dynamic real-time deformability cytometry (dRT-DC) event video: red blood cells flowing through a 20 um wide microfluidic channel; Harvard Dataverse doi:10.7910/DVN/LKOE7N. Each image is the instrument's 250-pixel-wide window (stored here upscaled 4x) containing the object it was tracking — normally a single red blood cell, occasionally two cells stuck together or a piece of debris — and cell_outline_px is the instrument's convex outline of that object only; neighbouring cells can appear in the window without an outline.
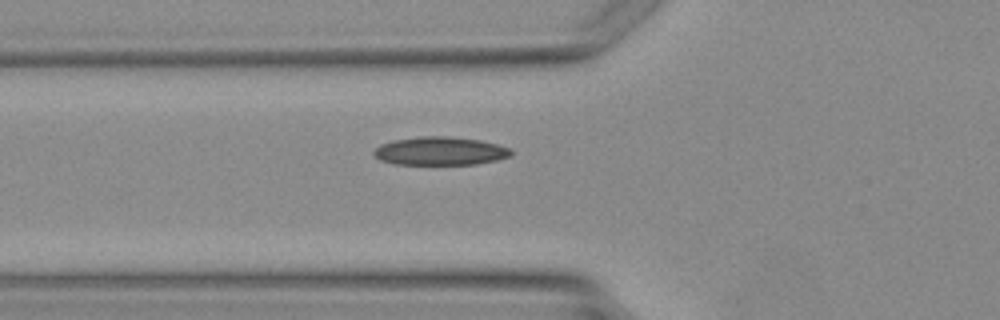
{"species": "Egyptian fruit bat (a non-hibernating species)", "species_latin": "Rousettus aegyptiacus", "temperature_condition": "warm", "stored_images_in_passage": 4, "camera_frame_rate_fps": 3000, "um_per_image_px": 0.085, "animal": {"sex": "female"}, "frame": {"image": 1, "passage_image": 4, "time_ms": 4.667, "image_size_px": [1000, 320], "cell_outline_px": [[512, 156], [496, 160], [476, 164], [392, 164], [380, 160], [372, 152], [380, 144], [392, 140], [420, 136], [448, 136], [480, 140], [496, 144], [508, 148], [512, 152]], "centroid_in_image_um": [37.38, 12.83], "position_along_channel_um": 88.4, "area_um2": 22.66}}